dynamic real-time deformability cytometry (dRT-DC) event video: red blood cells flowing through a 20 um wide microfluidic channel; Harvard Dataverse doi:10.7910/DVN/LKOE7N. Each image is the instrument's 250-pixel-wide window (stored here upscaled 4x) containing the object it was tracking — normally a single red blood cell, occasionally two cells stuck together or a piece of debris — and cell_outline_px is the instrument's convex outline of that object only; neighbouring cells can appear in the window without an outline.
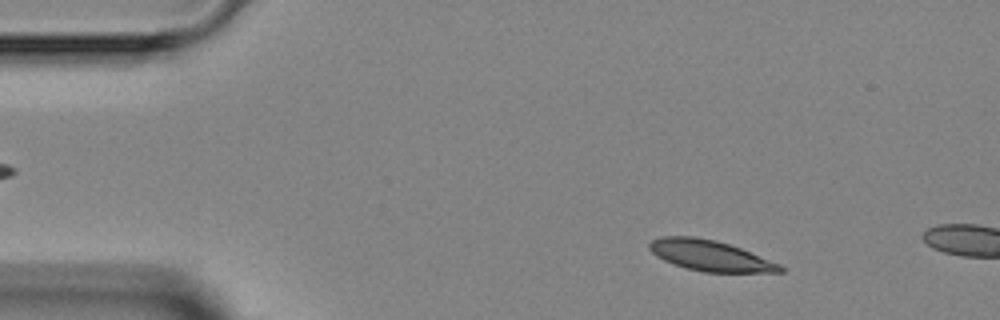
{"species": "Egyptian fruit bat (a non-hibernating species)", "species_latin": "Rousettus aegyptiacus", "temperature_condition": "room temperature", "stored_images_in_passage": 4, "camera_frame_rate_fps": 3000, "um_per_image_px": 0.085, "animal": {"sex": "female"}, "frame": {"image": 1, "passage_image": 1, "time_ms": 0.0, "image_size_px": [1000, 320], "cell_outline_px": [[784, 272], [704, 272], [688, 268], [664, 260], [656, 256], [648, 248], [648, 244], [652, 240], [660, 236], [692, 236], [716, 240], [740, 248], [780, 264], [784, 268]], "centroid_in_image_um": [60.34, 21.72], "position_along_channel_um": 24.7, "area_um2": 23.12}}